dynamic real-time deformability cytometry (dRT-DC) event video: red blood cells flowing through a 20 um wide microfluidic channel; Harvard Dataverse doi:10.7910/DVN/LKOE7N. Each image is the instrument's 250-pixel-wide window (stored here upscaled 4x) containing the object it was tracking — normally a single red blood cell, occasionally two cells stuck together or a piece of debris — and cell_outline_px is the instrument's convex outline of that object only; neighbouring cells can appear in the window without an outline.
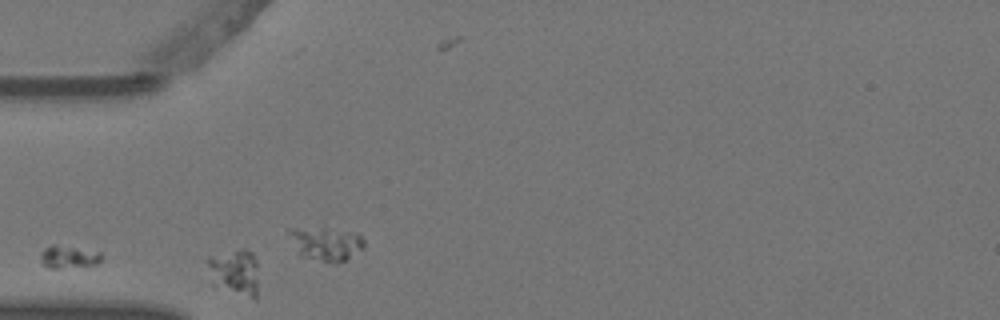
{"species": "Egyptian fruit bat (a non-hibernating species)", "species_latin": "Rousettus aegyptiacus", "temperature_condition": "warm", "stored_images_in_passage": 5, "camera_frame_rate_fps": 3000, "um_per_image_px": 0.085, "animal": {"sex": "female"}, "frame": {"image": 1, "passage_image": 1, "time_ms": 0.0, "image_size_px": [1000, 320], "cell_outline_px": [[256, 296], [252, 296], [232, 288], [224, 284], [220, 280], [208, 264], [208, 256], [244, 248], [252, 252], [256, 260]], "centroid_in_image_um": [20.06, 22.94], "position_along_channel_um": 64.9, "area_um2": 11.62}}